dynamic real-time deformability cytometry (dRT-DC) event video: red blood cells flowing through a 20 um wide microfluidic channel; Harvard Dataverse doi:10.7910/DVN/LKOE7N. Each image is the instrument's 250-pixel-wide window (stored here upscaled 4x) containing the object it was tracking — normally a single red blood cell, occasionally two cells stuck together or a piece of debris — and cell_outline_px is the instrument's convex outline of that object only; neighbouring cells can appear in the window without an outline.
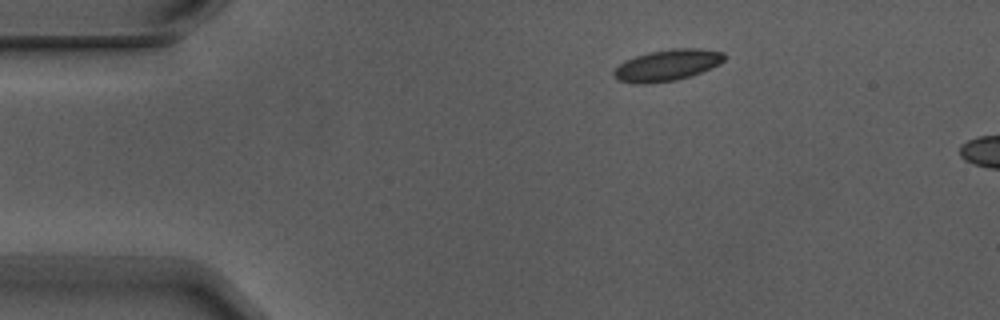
{"species": "Egyptian fruit bat (a non-hibernating species)", "species_latin": "Rousettus aegyptiacus", "temperature_condition": "warm", "stored_images_in_passage": 3, "camera_frame_rate_fps": 3000, "um_per_image_px": 0.085, "animal": {"sex": "male"}, "frame": {"image": 1, "passage_image": 1, "time_ms": 0.0, "image_size_px": [1000, 320], "cell_outline_px": [[724, 60], [720, 64], [700, 72], [676, 80], [648, 84], [632, 84], [620, 80], [612, 72], [624, 60], [648, 52], [672, 48], [700, 48], [724, 52]], "centroid_in_image_um": [56.71, 5.53], "position_along_channel_um": 28.3, "area_um2": 20.11}}